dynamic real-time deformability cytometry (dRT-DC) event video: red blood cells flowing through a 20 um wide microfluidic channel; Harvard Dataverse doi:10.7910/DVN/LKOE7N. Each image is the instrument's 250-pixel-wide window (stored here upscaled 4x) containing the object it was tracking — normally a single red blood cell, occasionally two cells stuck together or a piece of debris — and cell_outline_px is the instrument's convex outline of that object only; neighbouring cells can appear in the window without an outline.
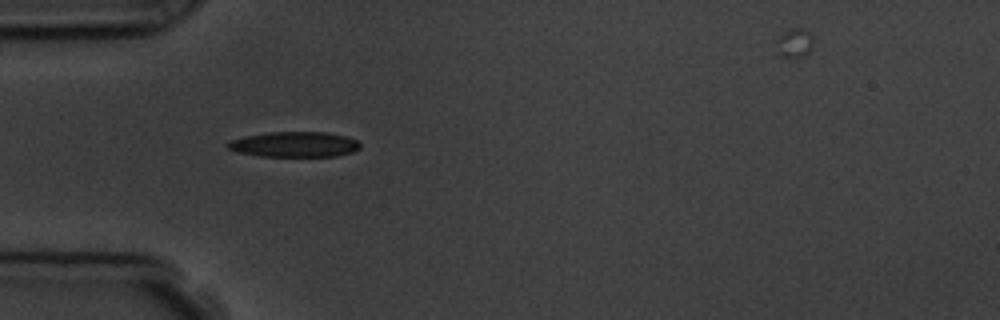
{"species": "common noctule bat (a hibernating species)", "species_latin": "Nyctalus noctula", "temperature_condition": "room temperature", "stored_images_in_passage": 9, "camera_frame_rate_fps": 3000, "um_per_image_px": 0.085, "animal": {"sex": "male", "body_mass_g": 19.5, "forearm_length_mm": 54.6}, "frame": {"image": 1, "passage_image": 4, "time_ms": 3.667, "image_size_px": [1000, 320], "cell_outline_px": [[360, 148], [352, 152], [336, 156], [260, 156], [236, 152], [228, 148], [224, 144], [228, 140], [244, 136], [268, 132], [328, 132], [348, 136], [356, 140], [360, 144]], "centroid_in_image_um": [24.99, 12.26], "position_along_channel_um": 60.0, "area_um2": 19.77}}
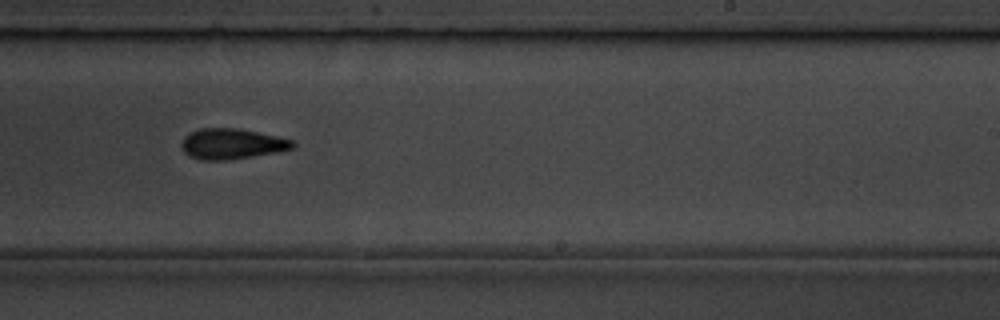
{"frame": {"image": 2, "passage_image": 9, "time_ms": 9.333, "image_size_px": [1000, 320], "cell_outline_px": [[296, 144], [292, 148], [280, 152], [228, 160], [200, 160], [188, 156], [180, 148], [180, 144], [184, 136], [188, 132], [200, 128], [236, 128], [276, 136], [292, 140]], "centroid_in_image_um": [19.65, 12.23], "position_along_channel_um": 269.4, "area_um2": 20.0}}